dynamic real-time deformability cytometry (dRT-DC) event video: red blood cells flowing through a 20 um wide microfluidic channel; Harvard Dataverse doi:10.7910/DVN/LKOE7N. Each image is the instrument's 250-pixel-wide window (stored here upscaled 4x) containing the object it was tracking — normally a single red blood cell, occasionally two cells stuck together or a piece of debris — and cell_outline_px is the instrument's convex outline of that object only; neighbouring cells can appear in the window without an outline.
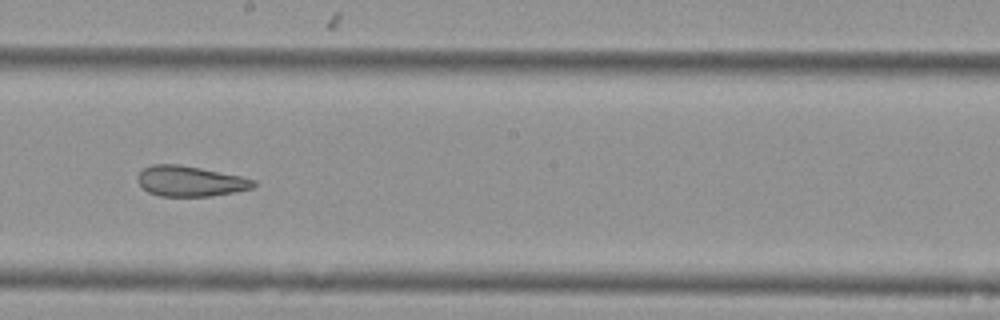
{"species": "Egyptian fruit bat (a non-hibernating species)", "species_latin": "Rousettus aegyptiacus", "temperature_condition": "cold", "stored_images_in_passage": 37, "camera_frame_rate_fps": 3000, "um_per_image_px": 0.085, "animal": {"sex": "female"}, "frame": {"image": 1, "passage_image": 16, "time_ms": 5.0, "image_size_px": [1000, 320], "cell_outline_px": [[256, 184], [252, 188], [232, 192], [208, 196], [160, 196], [148, 192], [136, 180], [136, 176], [144, 168], [152, 164], [180, 164], [240, 176], [256, 180]], "centroid_in_image_um": [16.13, 15.39], "position_along_channel_um": 232.1, "area_um2": 20.4}}
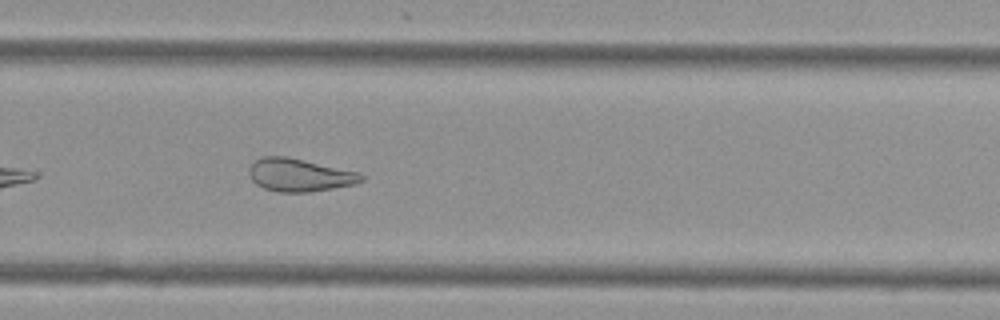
{"frame": {"image": 2, "passage_image": 22, "time_ms": 7.0, "image_size_px": [1000, 320], "cell_outline_px": [[364, 180], [356, 184], [308, 192], [280, 192], [264, 188], [256, 184], [252, 180], [248, 172], [248, 168], [256, 160], [264, 156], [284, 156], [360, 172], [364, 176]], "centroid_in_image_um": [25.46, 14.88], "position_along_channel_um": 304.3, "area_um2": 21.39}, "authors_computed_cell_mechanics": {"area_um2": 22.0218, "velocity_mm_per_s": 3.6251, "shape_relaxation_time_tau1_ms": null, "shape_relaxation_time_tau2_ms": 2.9343, "deformation_change_tau1": null, "deformation_change_tau2": 0.1227}}